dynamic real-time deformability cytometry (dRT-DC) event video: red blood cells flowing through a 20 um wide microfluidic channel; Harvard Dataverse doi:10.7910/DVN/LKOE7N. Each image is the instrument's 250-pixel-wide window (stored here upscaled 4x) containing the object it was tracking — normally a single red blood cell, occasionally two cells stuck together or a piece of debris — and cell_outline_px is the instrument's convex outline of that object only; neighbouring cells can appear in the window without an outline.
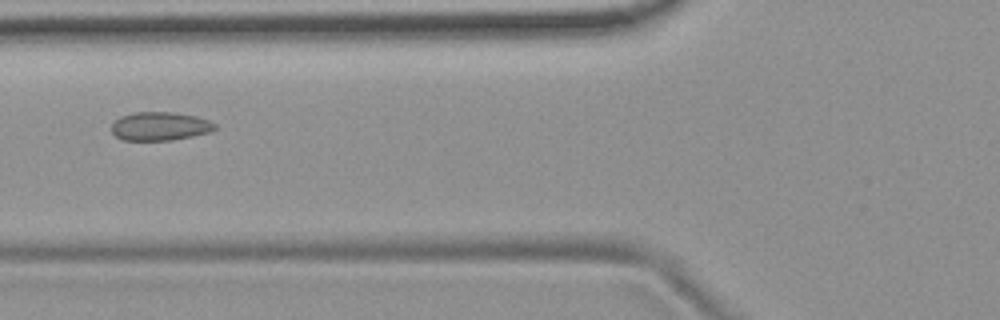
{"species": "common noctule bat (a hibernating species)", "species_latin": "Nyctalus noctula", "temperature_condition": "room temperature", "stored_images_in_passage": 46, "camera_frame_rate_fps": 3000, "um_per_image_px": 0.085, "animal": {"sex": "female", "body_mass_g": 19.9}, "frame": {"image": 1, "passage_image": 13, "time_ms": 4.0, "image_size_px": [1000, 320], "cell_outline_px": [[216, 128], [208, 132], [192, 136], [172, 140], [124, 140], [116, 136], [112, 132], [112, 124], [120, 116], [136, 112], [172, 112], [196, 116], [208, 120], [216, 124]], "centroid_in_image_um": [13.59, 10.72], "position_along_channel_um": 112.2, "area_um2": 17.05}}
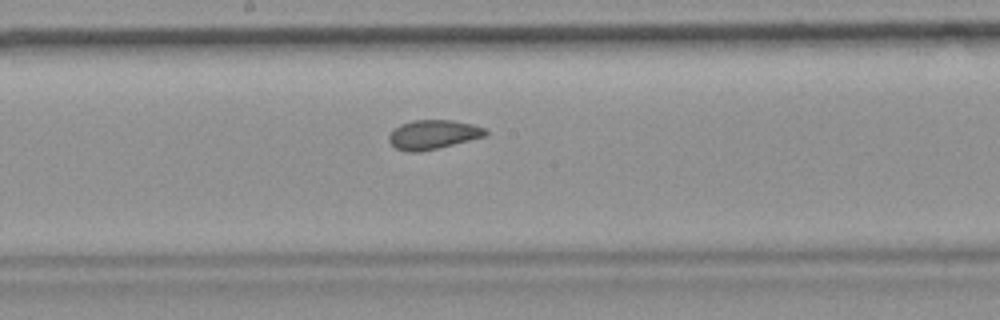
{"frame": {"image": 2, "passage_image": 21, "time_ms": 6.667, "image_size_px": [1000, 320], "cell_outline_px": [[488, 132], [484, 136], [420, 152], [408, 152], [396, 148], [388, 140], [388, 136], [400, 124], [412, 120], [452, 120], [472, 124], [484, 128]], "centroid_in_image_um": [36.78, 11.43], "position_along_channel_um": 211.4, "area_um2": 16.13}}
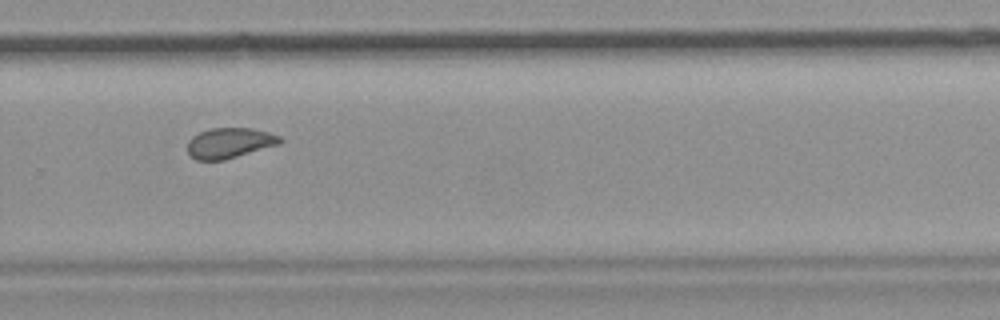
{"frame": {"image": 3, "passage_image": 29, "time_ms": 9.333, "image_size_px": [1000, 320], "cell_outline_px": [[284, 140], [280, 144], [224, 160], [196, 160], [188, 152], [188, 140], [192, 136], [200, 132], [212, 128], [252, 128], [268, 132], [280, 136]], "centroid_in_image_um": [19.53, 12.15], "position_along_channel_um": 310.3, "area_um2": 16.36}, "authors_computed_cell_mechanics": {"area_um2": 17.0799, "velocity_mm_per_s": 3.7218, "shape_relaxation_time_tau1_ms": null, "shape_relaxation_time_tau2_ms": 1.6079, "deformation_change_tau1": null, "deformation_change_tau2": 0.0566}}